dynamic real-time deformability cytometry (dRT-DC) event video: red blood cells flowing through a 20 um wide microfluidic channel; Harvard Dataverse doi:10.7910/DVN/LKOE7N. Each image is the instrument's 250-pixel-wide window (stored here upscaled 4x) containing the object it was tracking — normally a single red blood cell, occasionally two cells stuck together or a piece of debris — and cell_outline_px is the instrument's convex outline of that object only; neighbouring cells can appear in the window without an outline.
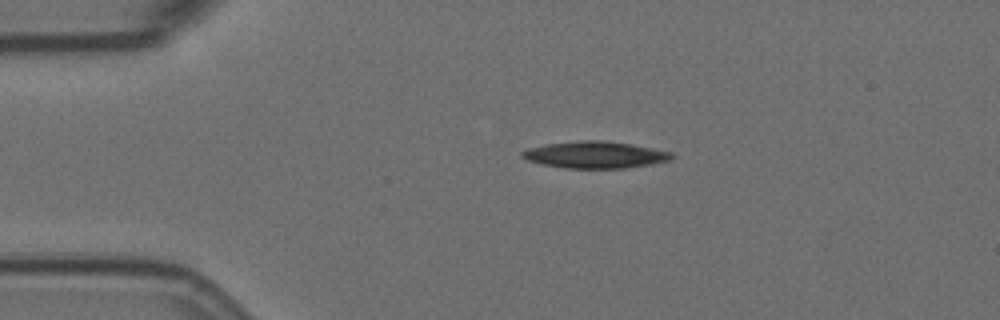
{"species": "Egyptian fruit bat (a non-hibernating species)", "species_latin": "Rousettus aegyptiacus", "temperature_condition": "room temperature", "stored_images_in_passage": 46, "camera_frame_rate_fps": 3000, "um_per_image_px": 0.085, "animal": {"sex": "female"}, "frame": {"image": 1, "passage_image": 1, "time_ms": 0.0, "image_size_px": [1000, 320], "cell_outline_px": [[676, 156], [672, 160], [652, 164], [628, 168], [564, 168], [544, 164], [528, 160], [520, 156], [520, 152], [528, 148], [544, 144], [576, 140], [604, 140], [632, 144], [672, 152]], "centroid_in_image_um": [50.61, 13.15], "position_along_channel_um": 34.4, "area_um2": 23.64}}
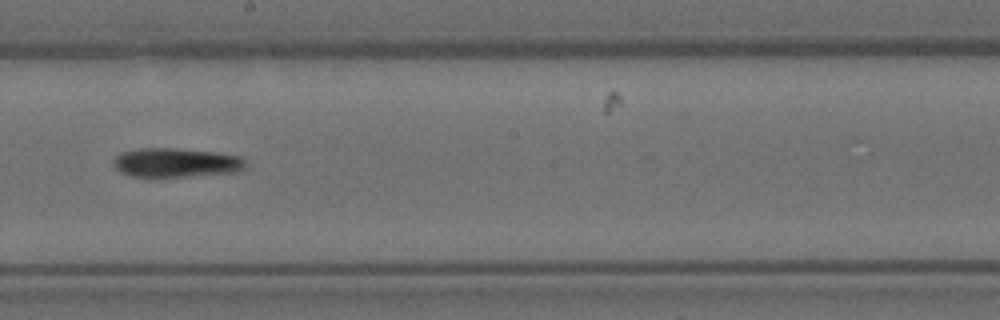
{"frame": {"image": 2, "passage_image": 21, "time_ms": 6.667, "image_size_px": [1000, 320], "cell_outline_px": [[244, 172], [184, 176], [132, 176], [120, 172], [112, 164], [112, 160], [120, 152], [140, 148], [172, 148], [216, 152], [240, 156], [244, 160]], "centroid_in_image_um": [14.96, 13.82], "position_along_channel_um": 233.2, "area_um2": 22.48}}
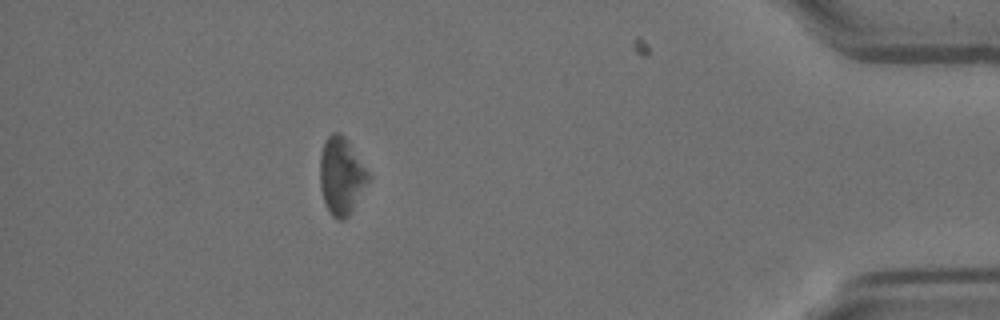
{"frame": {"image": 3, "passage_image": 40, "time_ms": 13.0, "image_size_px": [1000, 320], "cell_outline_px": [[372, 176], [348, 216], [344, 220], [336, 220], [332, 216], [324, 204], [320, 188], [320, 152], [324, 140], [332, 132], [340, 132], [348, 140]], "centroid_in_image_um": [29.01, 14.94], "position_along_channel_um": 406.2, "area_um2": 22.14}, "authors_computed_cell_mechanics": {"area_um2": 22.7443, "velocity_mm_per_s": 3.55, "shape_relaxation_time_tau1_ms": 11.3886, "shape_relaxation_time_tau2_ms": 9.3572, "deformation_change_tau1": 0.2111, "deformation_change_tau2": 0.2208}}